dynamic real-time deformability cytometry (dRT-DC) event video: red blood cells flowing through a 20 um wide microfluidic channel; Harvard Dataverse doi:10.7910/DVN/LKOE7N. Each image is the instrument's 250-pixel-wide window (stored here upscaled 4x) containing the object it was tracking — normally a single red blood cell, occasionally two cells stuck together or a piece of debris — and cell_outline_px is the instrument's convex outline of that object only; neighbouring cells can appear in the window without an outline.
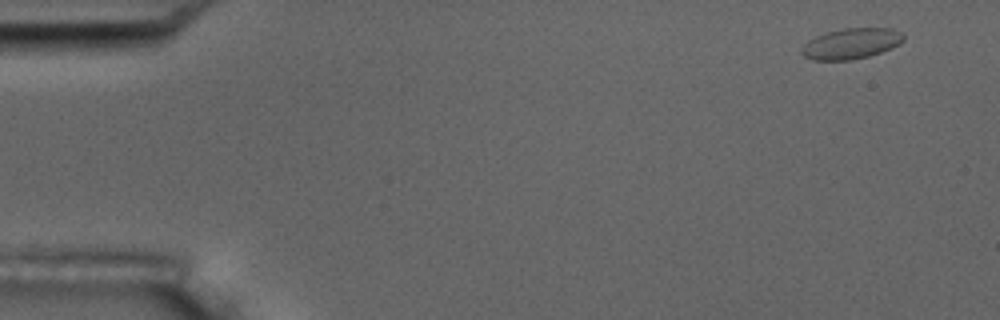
{"species": "common noctule bat (a hibernating species)", "species_latin": "Nyctalus noctula", "temperature_condition": "room temperature", "stored_images_in_passage": 9, "camera_frame_rate_fps": 3000, "um_per_image_px": 0.085, "animal": {"sex": "male", "body_mass_g": 17.5, "forearm_length_mm": 52.3}, "frame": {"image": 1, "passage_image": 1, "time_ms": 0.0, "image_size_px": [1000, 320], "cell_outline_px": [[904, 40], [900, 44], [892, 48], [868, 56], [852, 60], [812, 60], [804, 56], [800, 52], [804, 44], [808, 40], [816, 36], [828, 32], [844, 28], [892, 28], [900, 32], [904, 36]], "centroid_in_image_um": [72.35, 3.71], "position_along_channel_um": 12.6, "area_um2": 18.21}}
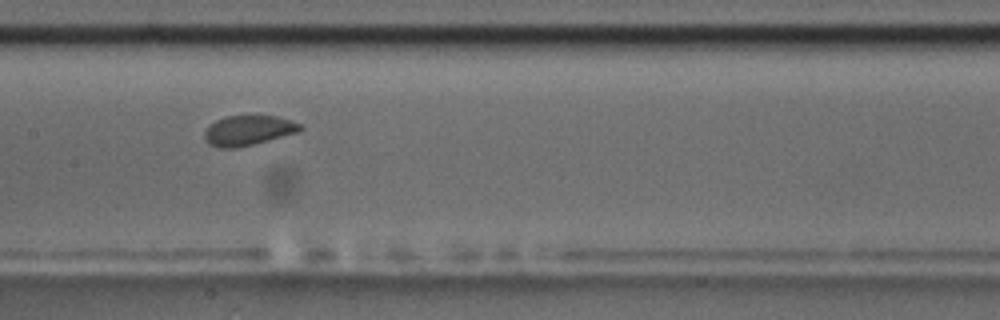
{"frame": {"image": 2, "passage_image": 8, "time_ms": 8.0, "image_size_px": [1000, 320], "cell_outline_px": [[304, 128], [296, 132], [256, 144], [236, 148], [220, 148], [208, 144], [204, 140], [204, 132], [208, 124], [216, 120], [228, 116], [276, 116], [304, 124]], "centroid_in_image_um": [21.08, 11.09], "position_along_channel_um": 186.3, "area_um2": 16.88}}